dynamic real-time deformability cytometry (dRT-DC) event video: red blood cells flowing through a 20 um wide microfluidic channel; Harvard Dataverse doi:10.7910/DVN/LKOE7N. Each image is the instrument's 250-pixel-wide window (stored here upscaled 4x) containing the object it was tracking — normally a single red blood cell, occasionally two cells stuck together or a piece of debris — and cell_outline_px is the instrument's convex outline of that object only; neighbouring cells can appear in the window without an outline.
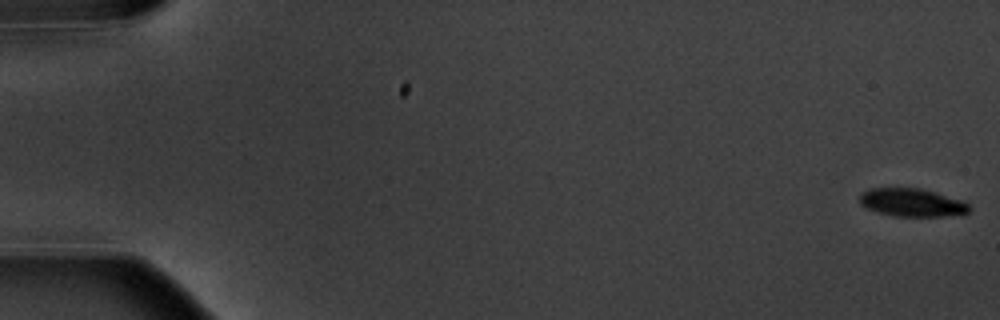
{"species": "common noctule bat (a hibernating species)", "species_latin": "Nyctalus noctula", "temperature_condition": "warm", "stored_images_in_passage": 6, "segment_of_instrument_passage": [2, 2], "camera_frame_rate_fps": 3000, "um_per_image_px": 0.085, "animal": {"sex": "male", "body_mass_g": 20.1, "forearm_length_mm": 53.5}, "frame": {"image": 1, "passage_image": 6, "time_ms": 6.667, "image_size_px": [1000, 320], "cell_outline_px": [[972, 208], [964, 216], [892, 216], [864, 208], [860, 204], [860, 192], [868, 188], [920, 188], [936, 192], [964, 200]], "centroid_in_image_um": [77.55, 17.22], "position_along_channel_um": 7.4, "area_um2": 18.44}}